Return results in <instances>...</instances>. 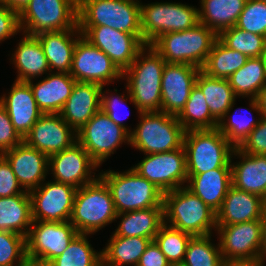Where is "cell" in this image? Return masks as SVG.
I'll use <instances>...</instances> for the list:
<instances>
[{"label":"cell","instance_id":"cell-37","mask_svg":"<svg viewBox=\"0 0 266 266\" xmlns=\"http://www.w3.org/2000/svg\"><path fill=\"white\" fill-rule=\"evenodd\" d=\"M248 59L243 53L228 48L217 38L201 71L210 77L228 79Z\"/></svg>","mask_w":266,"mask_h":266},{"label":"cell","instance_id":"cell-19","mask_svg":"<svg viewBox=\"0 0 266 266\" xmlns=\"http://www.w3.org/2000/svg\"><path fill=\"white\" fill-rule=\"evenodd\" d=\"M23 141L48 157L77 142V134L60 114H43Z\"/></svg>","mask_w":266,"mask_h":266},{"label":"cell","instance_id":"cell-44","mask_svg":"<svg viewBox=\"0 0 266 266\" xmlns=\"http://www.w3.org/2000/svg\"><path fill=\"white\" fill-rule=\"evenodd\" d=\"M235 26L266 37V2L247 0Z\"/></svg>","mask_w":266,"mask_h":266},{"label":"cell","instance_id":"cell-34","mask_svg":"<svg viewBox=\"0 0 266 266\" xmlns=\"http://www.w3.org/2000/svg\"><path fill=\"white\" fill-rule=\"evenodd\" d=\"M195 84L205 96L211 115L219 122L237 99L228 79L210 77L200 70Z\"/></svg>","mask_w":266,"mask_h":266},{"label":"cell","instance_id":"cell-32","mask_svg":"<svg viewBox=\"0 0 266 266\" xmlns=\"http://www.w3.org/2000/svg\"><path fill=\"white\" fill-rule=\"evenodd\" d=\"M32 219L29 193L0 198V230L27 236Z\"/></svg>","mask_w":266,"mask_h":266},{"label":"cell","instance_id":"cell-16","mask_svg":"<svg viewBox=\"0 0 266 266\" xmlns=\"http://www.w3.org/2000/svg\"><path fill=\"white\" fill-rule=\"evenodd\" d=\"M216 231L224 260L261 262V221L217 226Z\"/></svg>","mask_w":266,"mask_h":266},{"label":"cell","instance_id":"cell-29","mask_svg":"<svg viewBox=\"0 0 266 266\" xmlns=\"http://www.w3.org/2000/svg\"><path fill=\"white\" fill-rule=\"evenodd\" d=\"M22 35L23 38L16 45L17 48L10 60L17 68L18 75L15 81L29 82L51 71L39 40L35 36L24 33Z\"/></svg>","mask_w":266,"mask_h":266},{"label":"cell","instance_id":"cell-53","mask_svg":"<svg viewBox=\"0 0 266 266\" xmlns=\"http://www.w3.org/2000/svg\"><path fill=\"white\" fill-rule=\"evenodd\" d=\"M256 99L261 110V116L266 117V85L261 89Z\"/></svg>","mask_w":266,"mask_h":266},{"label":"cell","instance_id":"cell-12","mask_svg":"<svg viewBox=\"0 0 266 266\" xmlns=\"http://www.w3.org/2000/svg\"><path fill=\"white\" fill-rule=\"evenodd\" d=\"M76 134L77 142L99 167L120 145L130 144V133L101 109Z\"/></svg>","mask_w":266,"mask_h":266},{"label":"cell","instance_id":"cell-9","mask_svg":"<svg viewBox=\"0 0 266 266\" xmlns=\"http://www.w3.org/2000/svg\"><path fill=\"white\" fill-rule=\"evenodd\" d=\"M18 15L21 31L29 36L79 29L78 0H30Z\"/></svg>","mask_w":266,"mask_h":266},{"label":"cell","instance_id":"cell-8","mask_svg":"<svg viewBox=\"0 0 266 266\" xmlns=\"http://www.w3.org/2000/svg\"><path fill=\"white\" fill-rule=\"evenodd\" d=\"M78 26H107L121 32L142 34L140 1L78 0Z\"/></svg>","mask_w":266,"mask_h":266},{"label":"cell","instance_id":"cell-4","mask_svg":"<svg viewBox=\"0 0 266 266\" xmlns=\"http://www.w3.org/2000/svg\"><path fill=\"white\" fill-rule=\"evenodd\" d=\"M218 35L207 26L164 33L151 46L169 64H189L202 68Z\"/></svg>","mask_w":266,"mask_h":266},{"label":"cell","instance_id":"cell-33","mask_svg":"<svg viewBox=\"0 0 266 266\" xmlns=\"http://www.w3.org/2000/svg\"><path fill=\"white\" fill-rule=\"evenodd\" d=\"M151 240L146 237H123L111 235L101 250L102 266H137Z\"/></svg>","mask_w":266,"mask_h":266},{"label":"cell","instance_id":"cell-40","mask_svg":"<svg viewBox=\"0 0 266 266\" xmlns=\"http://www.w3.org/2000/svg\"><path fill=\"white\" fill-rule=\"evenodd\" d=\"M211 236H193L187 245L185 258L180 266H221L224 259L219 242L217 245L213 244Z\"/></svg>","mask_w":266,"mask_h":266},{"label":"cell","instance_id":"cell-48","mask_svg":"<svg viewBox=\"0 0 266 266\" xmlns=\"http://www.w3.org/2000/svg\"><path fill=\"white\" fill-rule=\"evenodd\" d=\"M19 184L7 159L0 154V198L29 193Z\"/></svg>","mask_w":266,"mask_h":266},{"label":"cell","instance_id":"cell-10","mask_svg":"<svg viewBox=\"0 0 266 266\" xmlns=\"http://www.w3.org/2000/svg\"><path fill=\"white\" fill-rule=\"evenodd\" d=\"M198 8L182 3H140V27L145 44L151 45L159 36L185 31L199 23Z\"/></svg>","mask_w":266,"mask_h":266},{"label":"cell","instance_id":"cell-56","mask_svg":"<svg viewBox=\"0 0 266 266\" xmlns=\"http://www.w3.org/2000/svg\"><path fill=\"white\" fill-rule=\"evenodd\" d=\"M26 266H35L34 264L28 263Z\"/></svg>","mask_w":266,"mask_h":266},{"label":"cell","instance_id":"cell-1","mask_svg":"<svg viewBox=\"0 0 266 266\" xmlns=\"http://www.w3.org/2000/svg\"><path fill=\"white\" fill-rule=\"evenodd\" d=\"M166 61L146 44L133 63L123 72L129 94L136 104L137 112H161L162 73Z\"/></svg>","mask_w":266,"mask_h":266},{"label":"cell","instance_id":"cell-43","mask_svg":"<svg viewBox=\"0 0 266 266\" xmlns=\"http://www.w3.org/2000/svg\"><path fill=\"white\" fill-rule=\"evenodd\" d=\"M26 237L0 230V266H26Z\"/></svg>","mask_w":266,"mask_h":266},{"label":"cell","instance_id":"cell-51","mask_svg":"<svg viewBox=\"0 0 266 266\" xmlns=\"http://www.w3.org/2000/svg\"><path fill=\"white\" fill-rule=\"evenodd\" d=\"M30 0H0V4L17 12L18 14L26 7Z\"/></svg>","mask_w":266,"mask_h":266},{"label":"cell","instance_id":"cell-42","mask_svg":"<svg viewBox=\"0 0 266 266\" xmlns=\"http://www.w3.org/2000/svg\"><path fill=\"white\" fill-rule=\"evenodd\" d=\"M218 38L230 49L248 58L260 57L266 45V37L242 30L236 26L223 30Z\"/></svg>","mask_w":266,"mask_h":266},{"label":"cell","instance_id":"cell-3","mask_svg":"<svg viewBox=\"0 0 266 266\" xmlns=\"http://www.w3.org/2000/svg\"><path fill=\"white\" fill-rule=\"evenodd\" d=\"M117 214L110 190L98 176L77 188L69 221L78 233L92 235L116 221Z\"/></svg>","mask_w":266,"mask_h":266},{"label":"cell","instance_id":"cell-20","mask_svg":"<svg viewBox=\"0 0 266 266\" xmlns=\"http://www.w3.org/2000/svg\"><path fill=\"white\" fill-rule=\"evenodd\" d=\"M200 68L166 63L162 73L161 112L178 116L185 107Z\"/></svg>","mask_w":266,"mask_h":266},{"label":"cell","instance_id":"cell-36","mask_svg":"<svg viewBox=\"0 0 266 266\" xmlns=\"http://www.w3.org/2000/svg\"><path fill=\"white\" fill-rule=\"evenodd\" d=\"M236 100L230 106L229 110L225 113V115L218 122L217 129L225 136V138L234 146L238 147L244 139L250 134V132L258 125L261 119V110L256 98H249V108L246 111L247 113L256 112L259 117L258 119L253 118V114L245 115L240 113L237 114V108L234 113L230 114L231 110H233ZM249 111V112H248ZM237 112V113H236ZM240 112V110H239ZM230 114V115H229ZM250 116V117H249Z\"/></svg>","mask_w":266,"mask_h":266},{"label":"cell","instance_id":"cell-14","mask_svg":"<svg viewBox=\"0 0 266 266\" xmlns=\"http://www.w3.org/2000/svg\"><path fill=\"white\" fill-rule=\"evenodd\" d=\"M82 36L110 57L123 73L146 45L142 34L121 32L107 26H78Z\"/></svg>","mask_w":266,"mask_h":266},{"label":"cell","instance_id":"cell-7","mask_svg":"<svg viewBox=\"0 0 266 266\" xmlns=\"http://www.w3.org/2000/svg\"><path fill=\"white\" fill-rule=\"evenodd\" d=\"M139 124L130 133V144L145 154H156L183 146L185 130L177 116L163 112L139 114Z\"/></svg>","mask_w":266,"mask_h":266},{"label":"cell","instance_id":"cell-41","mask_svg":"<svg viewBox=\"0 0 266 266\" xmlns=\"http://www.w3.org/2000/svg\"><path fill=\"white\" fill-rule=\"evenodd\" d=\"M193 236L163 224L154 241L172 266H180L185 258L187 245Z\"/></svg>","mask_w":266,"mask_h":266},{"label":"cell","instance_id":"cell-47","mask_svg":"<svg viewBox=\"0 0 266 266\" xmlns=\"http://www.w3.org/2000/svg\"><path fill=\"white\" fill-rule=\"evenodd\" d=\"M22 141L23 138L14 129L8 112L0 104V154L14 148Z\"/></svg>","mask_w":266,"mask_h":266},{"label":"cell","instance_id":"cell-23","mask_svg":"<svg viewBox=\"0 0 266 266\" xmlns=\"http://www.w3.org/2000/svg\"><path fill=\"white\" fill-rule=\"evenodd\" d=\"M102 86L76 82L70 97L59 113L75 131H79L101 109Z\"/></svg>","mask_w":266,"mask_h":266},{"label":"cell","instance_id":"cell-5","mask_svg":"<svg viewBox=\"0 0 266 266\" xmlns=\"http://www.w3.org/2000/svg\"><path fill=\"white\" fill-rule=\"evenodd\" d=\"M110 190L118 214L164 207V193L152 182L140 176L132 168L124 172L104 171L98 175Z\"/></svg>","mask_w":266,"mask_h":266},{"label":"cell","instance_id":"cell-13","mask_svg":"<svg viewBox=\"0 0 266 266\" xmlns=\"http://www.w3.org/2000/svg\"><path fill=\"white\" fill-rule=\"evenodd\" d=\"M131 168L163 193L184 187L188 180L184 146L168 152L145 154L143 160Z\"/></svg>","mask_w":266,"mask_h":266},{"label":"cell","instance_id":"cell-22","mask_svg":"<svg viewBox=\"0 0 266 266\" xmlns=\"http://www.w3.org/2000/svg\"><path fill=\"white\" fill-rule=\"evenodd\" d=\"M0 97V104L8 112L14 129L22 138L43 115L27 82L14 81L10 92Z\"/></svg>","mask_w":266,"mask_h":266},{"label":"cell","instance_id":"cell-17","mask_svg":"<svg viewBox=\"0 0 266 266\" xmlns=\"http://www.w3.org/2000/svg\"><path fill=\"white\" fill-rule=\"evenodd\" d=\"M76 191L72 185L53 180L29 191L33 221H69Z\"/></svg>","mask_w":266,"mask_h":266},{"label":"cell","instance_id":"cell-21","mask_svg":"<svg viewBox=\"0 0 266 266\" xmlns=\"http://www.w3.org/2000/svg\"><path fill=\"white\" fill-rule=\"evenodd\" d=\"M2 155L9 162L19 184L25 191L38 188L48 172V156L22 141Z\"/></svg>","mask_w":266,"mask_h":266},{"label":"cell","instance_id":"cell-31","mask_svg":"<svg viewBox=\"0 0 266 266\" xmlns=\"http://www.w3.org/2000/svg\"><path fill=\"white\" fill-rule=\"evenodd\" d=\"M247 0H200L199 23L219 35L236 25ZM201 9V10H200Z\"/></svg>","mask_w":266,"mask_h":266},{"label":"cell","instance_id":"cell-27","mask_svg":"<svg viewBox=\"0 0 266 266\" xmlns=\"http://www.w3.org/2000/svg\"><path fill=\"white\" fill-rule=\"evenodd\" d=\"M81 35L79 29L42 32L35 35L43 48L51 72L58 70V73H70L74 48Z\"/></svg>","mask_w":266,"mask_h":266},{"label":"cell","instance_id":"cell-26","mask_svg":"<svg viewBox=\"0 0 266 266\" xmlns=\"http://www.w3.org/2000/svg\"><path fill=\"white\" fill-rule=\"evenodd\" d=\"M240 158L232 163V185L245 192L259 195L266 200V155L246 154L234 148L232 157Z\"/></svg>","mask_w":266,"mask_h":266},{"label":"cell","instance_id":"cell-6","mask_svg":"<svg viewBox=\"0 0 266 266\" xmlns=\"http://www.w3.org/2000/svg\"><path fill=\"white\" fill-rule=\"evenodd\" d=\"M187 174L197 175L217 168H231L234 146L217 129L185 131Z\"/></svg>","mask_w":266,"mask_h":266},{"label":"cell","instance_id":"cell-39","mask_svg":"<svg viewBox=\"0 0 266 266\" xmlns=\"http://www.w3.org/2000/svg\"><path fill=\"white\" fill-rule=\"evenodd\" d=\"M88 235L78 233L63 253L47 266H102V253L92 247Z\"/></svg>","mask_w":266,"mask_h":266},{"label":"cell","instance_id":"cell-15","mask_svg":"<svg viewBox=\"0 0 266 266\" xmlns=\"http://www.w3.org/2000/svg\"><path fill=\"white\" fill-rule=\"evenodd\" d=\"M122 74L102 50L82 35L77 39L70 71V75L77 82L97 83L105 86L122 79Z\"/></svg>","mask_w":266,"mask_h":266},{"label":"cell","instance_id":"cell-55","mask_svg":"<svg viewBox=\"0 0 266 266\" xmlns=\"http://www.w3.org/2000/svg\"><path fill=\"white\" fill-rule=\"evenodd\" d=\"M260 58L262 59L264 65H265V67H266V45H265L264 50H263L262 53H261Z\"/></svg>","mask_w":266,"mask_h":266},{"label":"cell","instance_id":"cell-30","mask_svg":"<svg viewBox=\"0 0 266 266\" xmlns=\"http://www.w3.org/2000/svg\"><path fill=\"white\" fill-rule=\"evenodd\" d=\"M121 218V219H120ZM118 227L112 234L123 237H146L154 241L164 224V207H149L117 214Z\"/></svg>","mask_w":266,"mask_h":266},{"label":"cell","instance_id":"cell-54","mask_svg":"<svg viewBox=\"0 0 266 266\" xmlns=\"http://www.w3.org/2000/svg\"><path fill=\"white\" fill-rule=\"evenodd\" d=\"M221 266H264V264L261 262L224 260Z\"/></svg>","mask_w":266,"mask_h":266},{"label":"cell","instance_id":"cell-45","mask_svg":"<svg viewBox=\"0 0 266 266\" xmlns=\"http://www.w3.org/2000/svg\"><path fill=\"white\" fill-rule=\"evenodd\" d=\"M104 87L105 86H102V90H101V110H103L114 123L125 128L129 133H131L132 132L131 128L125 125L120 115L117 114L118 108H116L117 106H119V104L121 106V104H124V102H127L128 99L136 107L134 100L129 94L127 86L125 87L127 89L126 90L127 95L126 94L120 95L118 93L117 94L114 93V95L112 93L109 94L110 92H112V90L111 91H109V89L103 90Z\"/></svg>","mask_w":266,"mask_h":266},{"label":"cell","instance_id":"cell-38","mask_svg":"<svg viewBox=\"0 0 266 266\" xmlns=\"http://www.w3.org/2000/svg\"><path fill=\"white\" fill-rule=\"evenodd\" d=\"M177 119L185 131L218 127V121L211 115L205 96L196 84L192 87L185 107Z\"/></svg>","mask_w":266,"mask_h":266},{"label":"cell","instance_id":"cell-11","mask_svg":"<svg viewBox=\"0 0 266 266\" xmlns=\"http://www.w3.org/2000/svg\"><path fill=\"white\" fill-rule=\"evenodd\" d=\"M77 234L70 221H33L26 236L28 262L35 266H47L63 253Z\"/></svg>","mask_w":266,"mask_h":266},{"label":"cell","instance_id":"cell-24","mask_svg":"<svg viewBox=\"0 0 266 266\" xmlns=\"http://www.w3.org/2000/svg\"><path fill=\"white\" fill-rule=\"evenodd\" d=\"M266 200L259 195L237 189L228 190L220 210L216 213V225L225 226L249 221H260Z\"/></svg>","mask_w":266,"mask_h":266},{"label":"cell","instance_id":"cell-49","mask_svg":"<svg viewBox=\"0 0 266 266\" xmlns=\"http://www.w3.org/2000/svg\"><path fill=\"white\" fill-rule=\"evenodd\" d=\"M20 31L18 13L0 4V43Z\"/></svg>","mask_w":266,"mask_h":266},{"label":"cell","instance_id":"cell-50","mask_svg":"<svg viewBox=\"0 0 266 266\" xmlns=\"http://www.w3.org/2000/svg\"><path fill=\"white\" fill-rule=\"evenodd\" d=\"M137 266H172L155 241H151L140 257Z\"/></svg>","mask_w":266,"mask_h":266},{"label":"cell","instance_id":"cell-52","mask_svg":"<svg viewBox=\"0 0 266 266\" xmlns=\"http://www.w3.org/2000/svg\"><path fill=\"white\" fill-rule=\"evenodd\" d=\"M262 224V246H261V263L266 261V205L263 209L262 217L260 219Z\"/></svg>","mask_w":266,"mask_h":266},{"label":"cell","instance_id":"cell-35","mask_svg":"<svg viewBox=\"0 0 266 266\" xmlns=\"http://www.w3.org/2000/svg\"><path fill=\"white\" fill-rule=\"evenodd\" d=\"M228 81L237 98H256L266 85V67L260 57L249 58Z\"/></svg>","mask_w":266,"mask_h":266},{"label":"cell","instance_id":"cell-2","mask_svg":"<svg viewBox=\"0 0 266 266\" xmlns=\"http://www.w3.org/2000/svg\"><path fill=\"white\" fill-rule=\"evenodd\" d=\"M163 205L164 223L170 227L192 236L216 231V213L185 186L165 192Z\"/></svg>","mask_w":266,"mask_h":266},{"label":"cell","instance_id":"cell-18","mask_svg":"<svg viewBox=\"0 0 266 266\" xmlns=\"http://www.w3.org/2000/svg\"><path fill=\"white\" fill-rule=\"evenodd\" d=\"M97 168L99 166L78 142L48 158V172L53 174L52 180L76 188L93 182L98 174L95 176L96 173L92 171H97Z\"/></svg>","mask_w":266,"mask_h":266},{"label":"cell","instance_id":"cell-46","mask_svg":"<svg viewBox=\"0 0 266 266\" xmlns=\"http://www.w3.org/2000/svg\"><path fill=\"white\" fill-rule=\"evenodd\" d=\"M246 154L266 155V117L261 116L258 125L237 147Z\"/></svg>","mask_w":266,"mask_h":266},{"label":"cell","instance_id":"cell-28","mask_svg":"<svg viewBox=\"0 0 266 266\" xmlns=\"http://www.w3.org/2000/svg\"><path fill=\"white\" fill-rule=\"evenodd\" d=\"M185 187L217 213L232 186L231 168H217L197 175H188Z\"/></svg>","mask_w":266,"mask_h":266},{"label":"cell","instance_id":"cell-25","mask_svg":"<svg viewBox=\"0 0 266 266\" xmlns=\"http://www.w3.org/2000/svg\"><path fill=\"white\" fill-rule=\"evenodd\" d=\"M77 81L70 73L50 72L43 80L27 82L43 114H59ZM34 83V84H33Z\"/></svg>","mask_w":266,"mask_h":266}]
</instances>
